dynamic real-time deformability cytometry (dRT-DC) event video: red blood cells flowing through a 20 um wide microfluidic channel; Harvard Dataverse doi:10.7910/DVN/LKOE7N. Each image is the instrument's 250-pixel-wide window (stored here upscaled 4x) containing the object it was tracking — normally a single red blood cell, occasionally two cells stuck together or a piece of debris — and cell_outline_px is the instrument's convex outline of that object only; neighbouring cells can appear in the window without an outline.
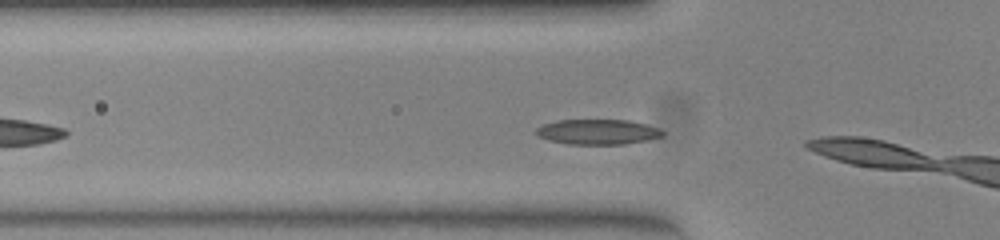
{"species": "common noctule bat (a hibernating species)", "species_latin": "Nyctalus noctula", "temperature_condition": "warm", "stored_images_in_passage": 3, "camera_frame_rate_fps": 3000, "um_per_image_px": 0.085, "animal": {"sex": "female", "body_mass_g": 23.0, "forearm_length_mm": 53.4}, "frame": {"image": 1, "passage_image": 2, "time_ms": 0.333, "image_size_px": [1000, 240], "cell_outline_px": [[664, 136], [624, 144], [568, 144], [548, 140], [536, 136], [536, 128], [544, 124], [556, 120], [628, 120], [644, 124], [656, 128], [664, 132]], "centroid_in_image_um": [50.75, 11.21], "position_along_channel_um": 75.1, "area_um2": 18.38}}